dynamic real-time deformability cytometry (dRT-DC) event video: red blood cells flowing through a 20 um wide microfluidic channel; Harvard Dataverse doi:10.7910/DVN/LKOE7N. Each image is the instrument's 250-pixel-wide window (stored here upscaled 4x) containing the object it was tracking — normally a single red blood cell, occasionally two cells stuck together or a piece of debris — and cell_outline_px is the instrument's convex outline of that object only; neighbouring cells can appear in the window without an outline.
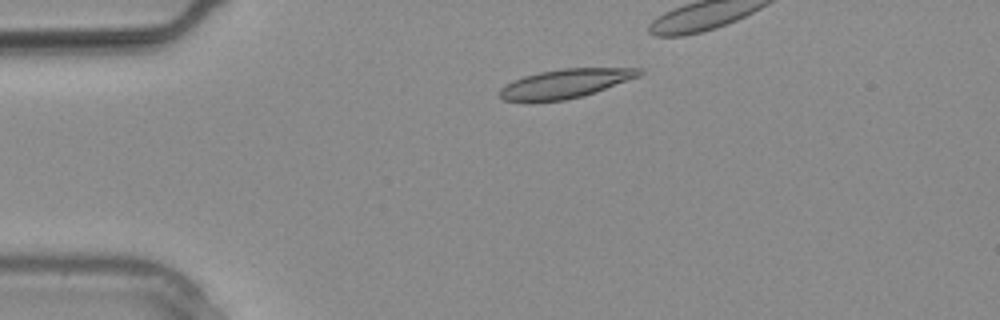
{"species": "common noctule bat (a hibernating species)", "species_latin": "Nyctalus noctula", "temperature_condition": "warm", "stored_images_in_passage": 20, "camera_frame_rate_fps": 3000, "um_per_image_px": 0.085, "animal": {"sex": "male", "body_mass_g": 20.4}, "frame": {"image": 1, "passage_image": 6, "time_ms": 1.667, "image_size_px": [1000, 320], "cell_outline_px": [[644, 72], [640, 76], [596, 92], [584, 96], [564, 100], [504, 100], [500, 96], [500, 88], [524, 76], [540, 72], [564, 68], [644, 68]], "centroid_in_image_um": [48.16, 7.08], "position_along_channel_um": 36.8, "area_um2": 23.12}}